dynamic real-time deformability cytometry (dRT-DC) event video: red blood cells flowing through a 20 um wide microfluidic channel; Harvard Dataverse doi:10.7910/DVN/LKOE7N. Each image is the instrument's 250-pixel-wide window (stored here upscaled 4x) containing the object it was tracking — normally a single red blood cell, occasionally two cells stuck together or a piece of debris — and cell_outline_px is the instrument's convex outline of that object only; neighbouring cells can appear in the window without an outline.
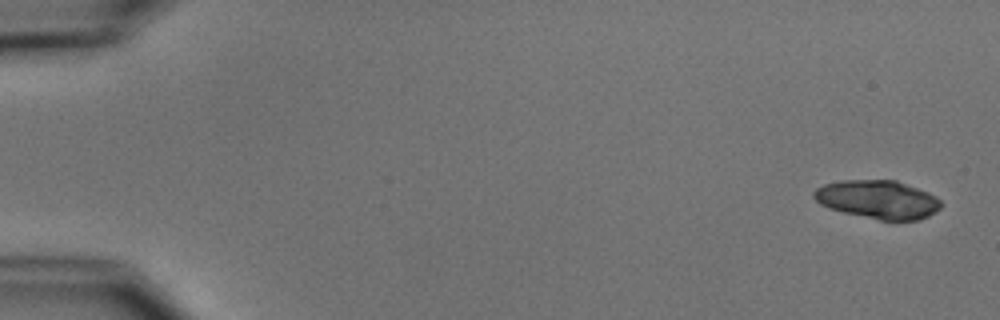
{"species": "common noctule bat (a hibernating species)", "species_latin": "Nyctalus noctula", "temperature_condition": "cold", "stored_images_in_passage": 5, "camera_frame_rate_fps": 3000, "um_per_image_px": 0.085, "animal": {"sex": "male", "body_mass_g": 15.6}, "frame": {"image": 1, "passage_image": 1, "time_ms": 0.0, "image_size_px": [1000, 320], "cell_outline_px": [[940, 208], [928, 216], [920, 220], [880, 220], [844, 212], [828, 208], [820, 204], [812, 196], [812, 192], [816, 188], [824, 184], [840, 180], [896, 180], [928, 192], [936, 196], [940, 200]], "centroid_in_image_um": [74.6, 16.95], "position_along_channel_um": 10.4, "area_um2": 28.44}}
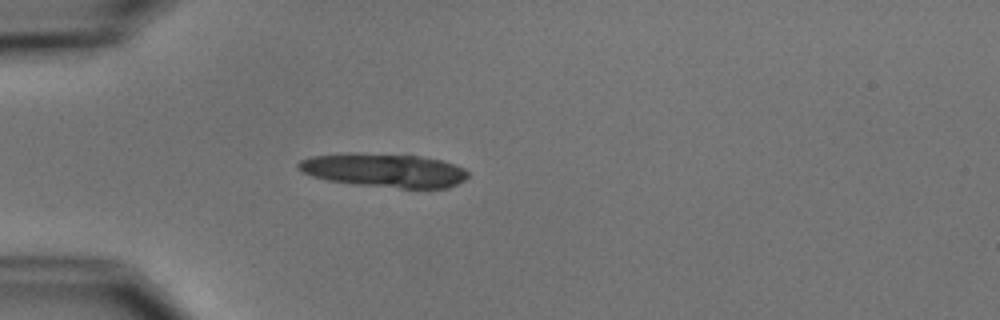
{"frame": {"image": 2, "passage_image": 5, "time_ms": 4.667, "image_size_px": [1000, 320], "cell_outline_px": [[468, 176], [464, 180], [448, 188], [400, 188], [356, 184], [328, 180], [312, 176], [304, 172], [296, 164], [300, 160], [312, 156], [348, 152], [352, 152], [420, 156], [444, 160], [464, 168], [468, 172]], "centroid_in_image_um": [32.68, 14.46], "position_along_channel_um": 52.3, "area_um2": 33.41}}